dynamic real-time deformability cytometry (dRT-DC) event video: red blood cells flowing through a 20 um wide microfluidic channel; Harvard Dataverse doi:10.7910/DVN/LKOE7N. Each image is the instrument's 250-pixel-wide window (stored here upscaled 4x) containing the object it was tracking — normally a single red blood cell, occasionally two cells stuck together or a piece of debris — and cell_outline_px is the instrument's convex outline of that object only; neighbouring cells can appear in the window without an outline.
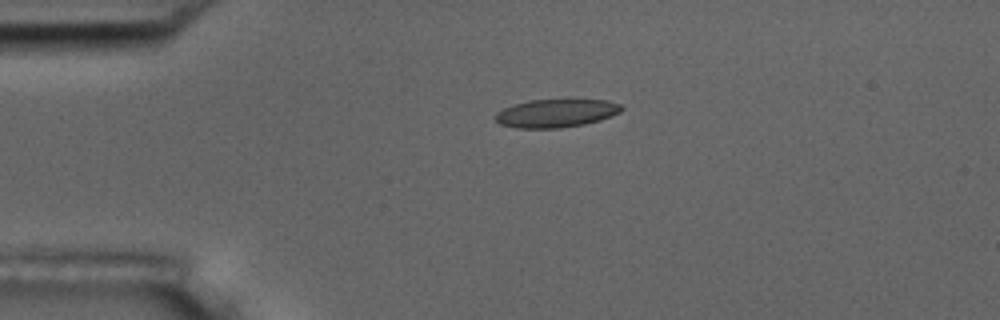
{"species": "common noctule bat (a hibernating species)", "species_latin": "Nyctalus noctula", "temperature_condition": "room temperature", "stored_images_in_passage": 5, "camera_frame_rate_fps": 3000, "um_per_image_px": 0.085, "animal": {"sex": "male", "body_mass_g": 17.5, "forearm_length_mm": 52.3}, "frame": {"image": 1, "passage_image": 4, "time_ms": 3.333, "image_size_px": [1000, 320], "cell_outline_px": [[624, 108], [620, 112], [600, 120], [584, 124], [560, 128], [516, 128], [500, 124], [496, 120], [496, 112], [504, 108], [516, 104], [532, 100], [608, 100], [620, 104]], "centroid_in_image_um": [47.28, 9.63], "position_along_channel_um": 37.7, "area_um2": 20.52}}